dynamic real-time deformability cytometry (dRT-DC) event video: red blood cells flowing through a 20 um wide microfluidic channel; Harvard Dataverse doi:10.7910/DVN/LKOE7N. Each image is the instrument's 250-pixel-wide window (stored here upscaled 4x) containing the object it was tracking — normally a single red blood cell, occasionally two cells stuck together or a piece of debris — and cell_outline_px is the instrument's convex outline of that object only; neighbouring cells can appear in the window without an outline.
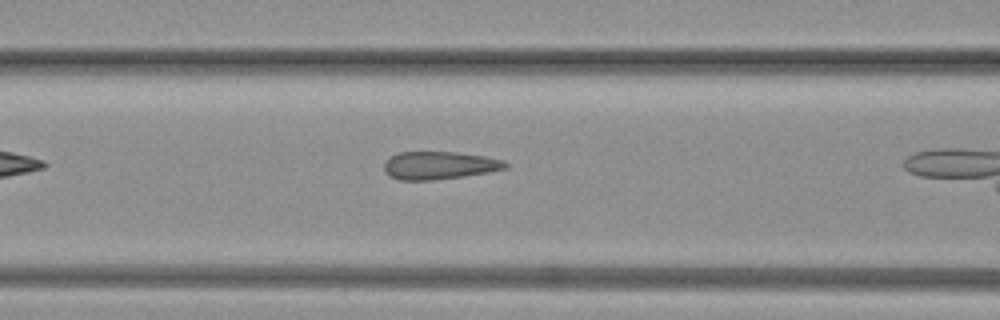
{"species": "common noctule bat (a hibernating species)", "species_latin": "Nyctalus noctula", "temperature_condition": "warm", "stored_images_in_passage": 14, "camera_frame_rate_fps": 3000, "um_per_image_px": 0.085, "animal": {"sex": "female", "body_mass_g": 19.3, "forearm_length_mm": 54.1}, "frame": {"image": 1, "passage_image": 7, "time_ms": 2.0, "image_size_px": [1000, 320], "cell_outline_px": [[508, 168], [488, 172], [432, 180], [400, 180], [392, 176], [384, 168], [384, 164], [392, 156], [400, 152], [456, 152], [484, 156], [504, 160], [508, 164]], "centroid_in_image_um": [37.38, 14.05], "position_along_channel_um": 129.2, "area_um2": 19.31}}